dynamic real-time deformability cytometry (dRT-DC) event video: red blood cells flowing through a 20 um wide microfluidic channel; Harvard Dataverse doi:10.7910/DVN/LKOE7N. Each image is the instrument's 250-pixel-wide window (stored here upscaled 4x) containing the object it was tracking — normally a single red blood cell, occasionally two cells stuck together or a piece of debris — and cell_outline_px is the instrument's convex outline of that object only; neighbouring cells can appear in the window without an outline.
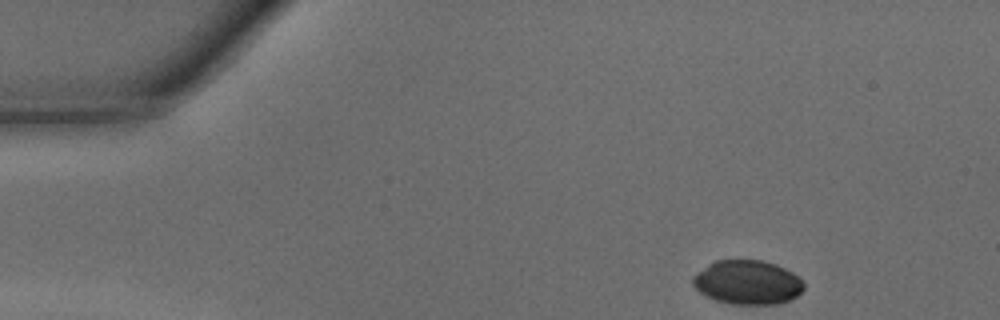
{"species": "common noctule bat (a hibernating species)", "species_latin": "Nyctalus noctula", "temperature_condition": "warm", "stored_images_in_passage": 32, "camera_frame_rate_fps": 3000, "um_per_image_px": 0.085, "animal": {"sex": "male", "body_mass_g": 15.6}, "frame": {"image": 1, "passage_image": 1, "time_ms": 0.0, "image_size_px": [1000, 320], "cell_outline_px": [[804, 288], [796, 296], [788, 300], [776, 304], [732, 304], [716, 300], [700, 292], [692, 284], [692, 276], [696, 272], [708, 264], [716, 260], [764, 260], [776, 264], [792, 272], [804, 280]], "centroid_in_image_um": [63.53, 23.98], "position_along_channel_um": 21.5, "area_um2": 28.61}}
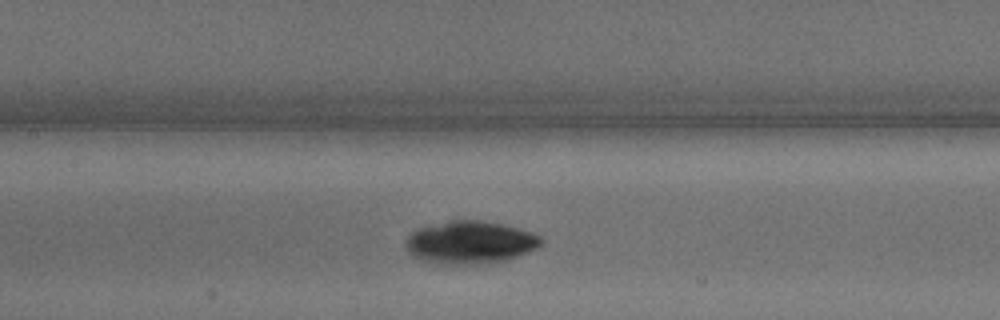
{"frame": {"image": 2, "passage_image": 17, "time_ms": 5.333, "image_size_px": [1000, 320], "cell_outline_px": [[544, 244], [528, 252], [508, 260], [488, 264], [444, 264], [424, 260], [412, 256], [408, 252], [404, 244], [404, 240], [416, 228], [448, 220], [480, 220], [504, 224], [532, 232], [540, 236], [544, 240]], "centroid_in_image_um": [39.97, 20.6], "position_along_channel_um": 167.4, "area_um2": 34.22}}
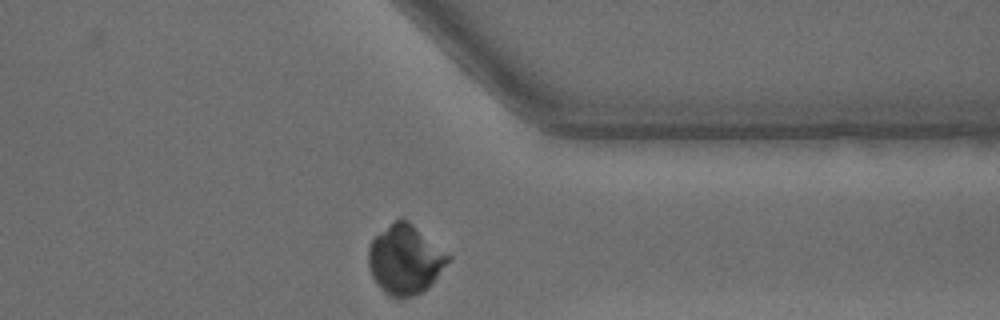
{"frame": {"image": 3, "passage_image": 32, "time_ms": 10.333, "image_size_px": [1000, 320], "cell_outline_px": [[452, 260], [432, 284], [428, 288], [416, 296], [400, 300], [384, 292], [376, 284], [372, 276], [368, 264], [368, 248], [372, 240], [380, 232], [396, 220], [408, 220], [452, 256]], "centroid_in_image_um": [34.47, 22.12], "position_along_channel_um": 376.9, "area_um2": 32.54}}